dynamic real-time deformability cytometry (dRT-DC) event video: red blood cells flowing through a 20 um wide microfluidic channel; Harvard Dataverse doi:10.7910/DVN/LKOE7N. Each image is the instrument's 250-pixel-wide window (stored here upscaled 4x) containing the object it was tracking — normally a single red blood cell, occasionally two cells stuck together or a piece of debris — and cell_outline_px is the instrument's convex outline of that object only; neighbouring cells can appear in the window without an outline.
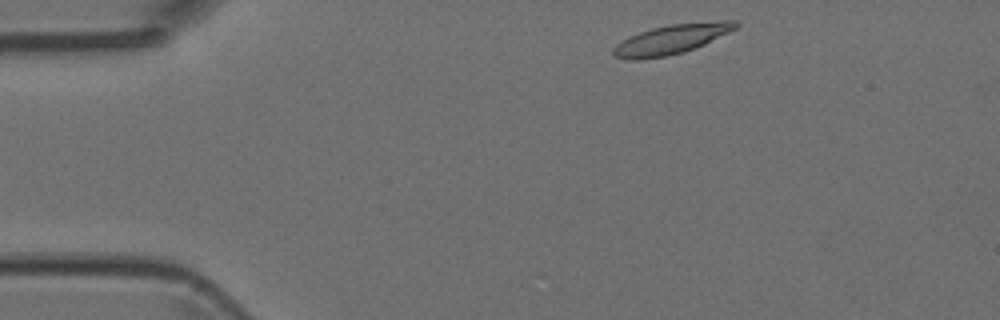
{"species": "Egyptian fruit bat (a non-hibernating species)", "species_latin": "Rousettus aegyptiacus", "temperature_condition": "room temperature", "stored_images_in_passage": 4, "camera_frame_rate_fps": 3000, "um_per_image_px": 0.085, "animal": {"sex": "female"}, "frame": {"image": 1, "passage_image": 1, "time_ms": 0.0, "image_size_px": [1000, 320], "cell_outline_px": [[740, 24], [736, 28], [704, 44], [684, 52], [668, 56], [640, 60], [628, 60], [612, 56], [612, 48], [616, 44], [628, 36], [652, 28], [668, 24], [720, 20], [736, 20]], "centroid_in_image_um": [57.03, 3.34], "position_along_channel_um": 28.0, "area_um2": 21.33}}
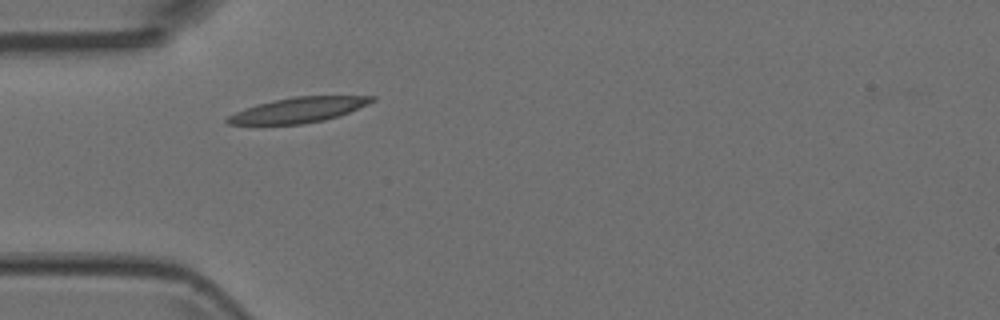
{"frame": {"image": 2, "passage_image": 3, "time_ms": 0.667, "image_size_px": [1000, 320], "cell_outline_px": [[376, 100], [368, 104], [340, 116], [324, 120], [304, 124], [252, 128], [228, 124], [224, 120], [228, 116], [244, 108], [256, 104], [272, 100], [296, 96], [376, 96]], "centroid_in_image_um": [25.22, 9.41], "position_along_channel_um": 59.8, "area_um2": 22.31}}
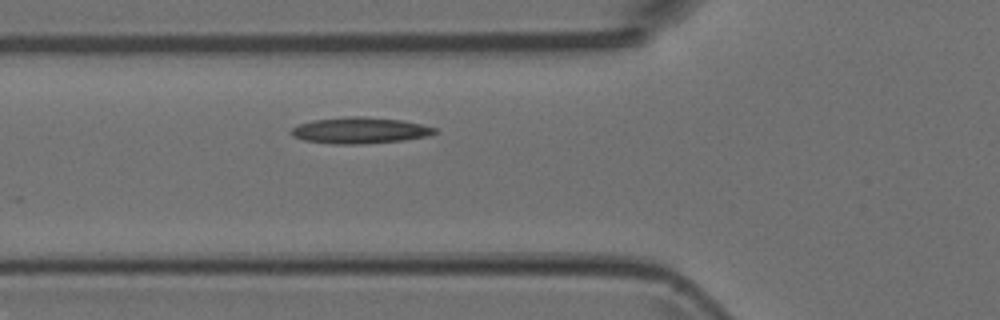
{"frame": {"image": 3, "passage_image": 4, "time_ms": 1.0, "image_size_px": [1000, 320], "cell_outline_px": [[440, 132], [428, 136], [404, 140], [360, 144], [336, 144], [304, 140], [292, 136], [288, 132], [292, 128], [300, 124], [312, 120], [348, 116], [360, 116], [400, 120], [420, 124], [436, 128]], "centroid_in_image_um": [30.59, 11.08], "position_along_channel_um": 95.2, "area_um2": 21.91}}